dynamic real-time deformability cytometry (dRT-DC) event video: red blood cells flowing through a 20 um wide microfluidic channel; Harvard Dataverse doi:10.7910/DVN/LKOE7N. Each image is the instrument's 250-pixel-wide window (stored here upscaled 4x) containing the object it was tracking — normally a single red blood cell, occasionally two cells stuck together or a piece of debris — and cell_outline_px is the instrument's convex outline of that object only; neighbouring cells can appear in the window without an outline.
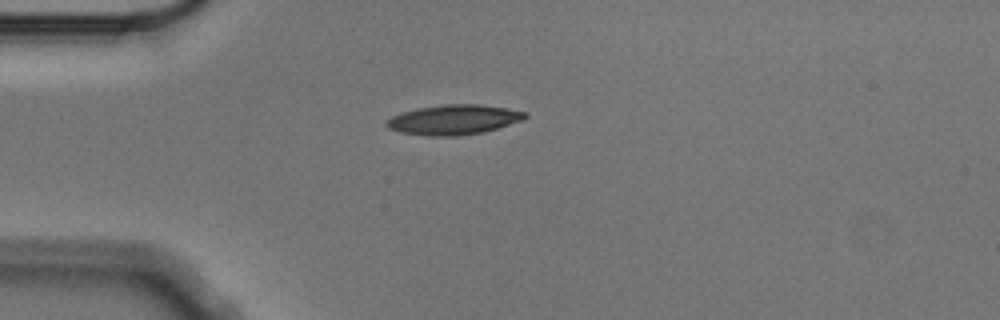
{"species": "Egyptian fruit bat (a non-hibernating species)", "species_latin": "Rousettus aegyptiacus", "temperature_condition": "cold", "stored_images_in_passage": 3, "camera_frame_rate_fps": 3000, "um_per_image_px": 0.085, "animal": {"sex": "male"}, "frame": {"image": 1, "passage_image": 1, "time_ms": 0.0, "image_size_px": [1000, 320], "cell_outline_px": [[528, 116], [524, 120], [484, 132], [456, 136], [428, 136], [400, 132], [388, 128], [384, 124], [392, 116], [404, 112], [420, 108], [444, 104], [480, 104], [508, 108], [528, 112]], "centroid_in_image_um": [38.62, 10.17], "position_along_channel_um": 46.4, "area_um2": 24.16}}
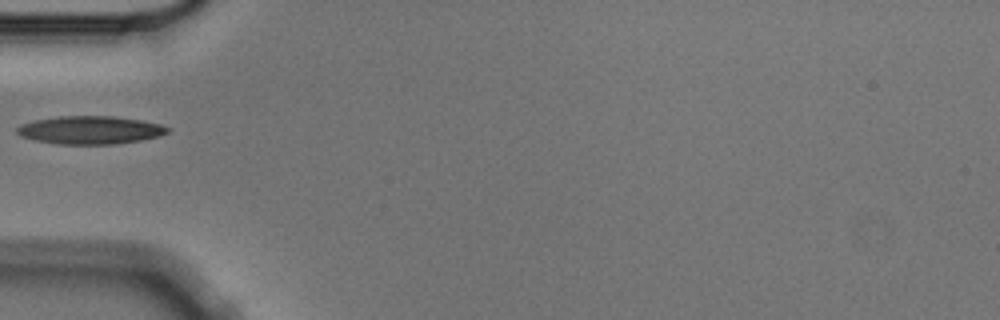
{"frame": {"image": 2, "passage_image": 2, "time_ms": 0.333, "image_size_px": [1000, 320], "cell_outline_px": [[172, 128], [168, 132], [160, 136], [140, 140], [116, 144], [56, 144], [36, 140], [20, 136], [16, 132], [16, 128], [20, 124], [36, 120], [60, 116], [112, 116], [140, 120], [160, 124]], "centroid_in_image_um": [7.67, 11.05], "position_along_channel_um": 77.3, "area_um2": 24.62}}
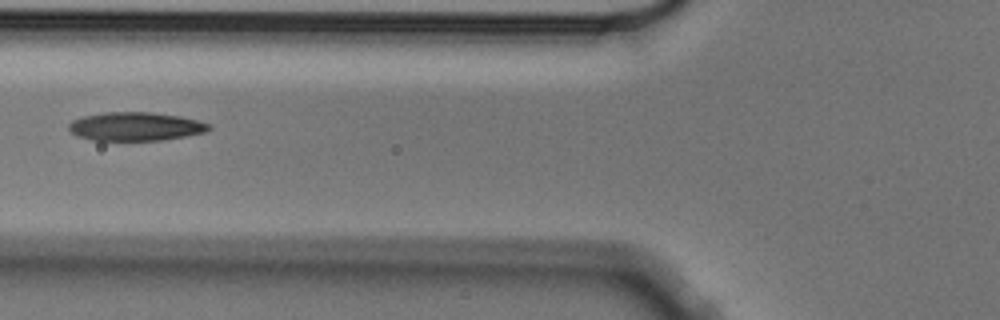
{"frame": {"image": 3, "passage_image": 3, "time_ms": 0.667, "image_size_px": [1000, 320], "cell_outline_px": [[212, 128], [204, 132], [164, 140], [92, 140], [76, 136], [68, 128], [68, 124], [72, 120], [84, 116], [104, 112], [152, 112], [180, 116], [212, 124]], "centroid_in_image_um": [11.51, 10.74], "position_along_channel_um": 114.3, "area_um2": 23.35}}